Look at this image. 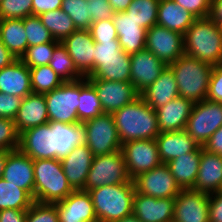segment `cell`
I'll return each mask as SVG.
<instances>
[{
	"label": "cell",
	"mask_w": 222,
	"mask_h": 222,
	"mask_svg": "<svg viewBox=\"0 0 222 222\" xmlns=\"http://www.w3.org/2000/svg\"><path fill=\"white\" fill-rule=\"evenodd\" d=\"M92 22L112 19L115 11L108 0H90Z\"/></svg>",
	"instance_id": "51"
},
{
	"label": "cell",
	"mask_w": 222,
	"mask_h": 222,
	"mask_svg": "<svg viewBox=\"0 0 222 222\" xmlns=\"http://www.w3.org/2000/svg\"><path fill=\"white\" fill-rule=\"evenodd\" d=\"M209 18L222 26V0H211Z\"/></svg>",
	"instance_id": "56"
},
{
	"label": "cell",
	"mask_w": 222,
	"mask_h": 222,
	"mask_svg": "<svg viewBox=\"0 0 222 222\" xmlns=\"http://www.w3.org/2000/svg\"><path fill=\"white\" fill-rule=\"evenodd\" d=\"M27 210H0V222H26Z\"/></svg>",
	"instance_id": "55"
},
{
	"label": "cell",
	"mask_w": 222,
	"mask_h": 222,
	"mask_svg": "<svg viewBox=\"0 0 222 222\" xmlns=\"http://www.w3.org/2000/svg\"><path fill=\"white\" fill-rule=\"evenodd\" d=\"M197 18L174 0H160L157 25L184 35Z\"/></svg>",
	"instance_id": "30"
},
{
	"label": "cell",
	"mask_w": 222,
	"mask_h": 222,
	"mask_svg": "<svg viewBox=\"0 0 222 222\" xmlns=\"http://www.w3.org/2000/svg\"><path fill=\"white\" fill-rule=\"evenodd\" d=\"M38 17L44 27L50 31L52 37L60 42L76 30L70 16L61 8L40 14Z\"/></svg>",
	"instance_id": "36"
},
{
	"label": "cell",
	"mask_w": 222,
	"mask_h": 222,
	"mask_svg": "<svg viewBox=\"0 0 222 222\" xmlns=\"http://www.w3.org/2000/svg\"><path fill=\"white\" fill-rule=\"evenodd\" d=\"M94 155L86 144L76 146L61 160L64 174L73 190H83Z\"/></svg>",
	"instance_id": "20"
},
{
	"label": "cell",
	"mask_w": 222,
	"mask_h": 222,
	"mask_svg": "<svg viewBox=\"0 0 222 222\" xmlns=\"http://www.w3.org/2000/svg\"><path fill=\"white\" fill-rule=\"evenodd\" d=\"M196 18L209 17L211 0H174Z\"/></svg>",
	"instance_id": "50"
},
{
	"label": "cell",
	"mask_w": 222,
	"mask_h": 222,
	"mask_svg": "<svg viewBox=\"0 0 222 222\" xmlns=\"http://www.w3.org/2000/svg\"><path fill=\"white\" fill-rule=\"evenodd\" d=\"M23 98L0 92V118L14 120Z\"/></svg>",
	"instance_id": "47"
},
{
	"label": "cell",
	"mask_w": 222,
	"mask_h": 222,
	"mask_svg": "<svg viewBox=\"0 0 222 222\" xmlns=\"http://www.w3.org/2000/svg\"><path fill=\"white\" fill-rule=\"evenodd\" d=\"M0 92L21 98L32 93L30 68L20 59L0 70Z\"/></svg>",
	"instance_id": "29"
},
{
	"label": "cell",
	"mask_w": 222,
	"mask_h": 222,
	"mask_svg": "<svg viewBox=\"0 0 222 222\" xmlns=\"http://www.w3.org/2000/svg\"><path fill=\"white\" fill-rule=\"evenodd\" d=\"M145 48L165 65L185 54L183 35L157 24L147 30Z\"/></svg>",
	"instance_id": "12"
},
{
	"label": "cell",
	"mask_w": 222,
	"mask_h": 222,
	"mask_svg": "<svg viewBox=\"0 0 222 222\" xmlns=\"http://www.w3.org/2000/svg\"><path fill=\"white\" fill-rule=\"evenodd\" d=\"M175 198H154L135 191L133 214L142 222H173Z\"/></svg>",
	"instance_id": "18"
},
{
	"label": "cell",
	"mask_w": 222,
	"mask_h": 222,
	"mask_svg": "<svg viewBox=\"0 0 222 222\" xmlns=\"http://www.w3.org/2000/svg\"><path fill=\"white\" fill-rule=\"evenodd\" d=\"M61 9L70 16L76 29L88 30L92 25L90 0H62Z\"/></svg>",
	"instance_id": "40"
},
{
	"label": "cell",
	"mask_w": 222,
	"mask_h": 222,
	"mask_svg": "<svg viewBox=\"0 0 222 222\" xmlns=\"http://www.w3.org/2000/svg\"><path fill=\"white\" fill-rule=\"evenodd\" d=\"M98 222H116L133 214L135 185L129 183L104 185L88 191Z\"/></svg>",
	"instance_id": "3"
},
{
	"label": "cell",
	"mask_w": 222,
	"mask_h": 222,
	"mask_svg": "<svg viewBox=\"0 0 222 222\" xmlns=\"http://www.w3.org/2000/svg\"><path fill=\"white\" fill-rule=\"evenodd\" d=\"M77 115L79 123L103 114V109L94 86L87 78L80 79V96Z\"/></svg>",
	"instance_id": "35"
},
{
	"label": "cell",
	"mask_w": 222,
	"mask_h": 222,
	"mask_svg": "<svg viewBox=\"0 0 222 222\" xmlns=\"http://www.w3.org/2000/svg\"><path fill=\"white\" fill-rule=\"evenodd\" d=\"M61 44L66 48L77 69L87 77L94 70L95 42L86 29H76Z\"/></svg>",
	"instance_id": "15"
},
{
	"label": "cell",
	"mask_w": 222,
	"mask_h": 222,
	"mask_svg": "<svg viewBox=\"0 0 222 222\" xmlns=\"http://www.w3.org/2000/svg\"><path fill=\"white\" fill-rule=\"evenodd\" d=\"M155 140L160 160L165 164L184 154L194 152L199 147L185 130L161 132Z\"/></svg>",
	"instance_id": "28"
},
{
	"label": "cell",
	"mask_w": 222,
	"mask_h": 222,
	"mask_svg": "<svg viewBox=\"0 0 222 222\" xmlns=\"http://www.w3.org/2000/svg\"><path fill=\"white\" fill-rule=\"evenodd\" d=\"M112 21L116 27L120 47L125 53L132 55L145 49L147 30L137 21L127 16L125 11L115 12Z\"/></svg>",
	"instance_id": "22"
},
{
	"label": "cell",
	"mask_w": 222,
	"mask_h": 222,
	"mask_svg": "<svg viewBox=\"0 0 222 222\" xmlns=\"http://www.w3.org/2000/svg\"><path fill=\"white\" fill-rule=\"evenodd\" d=\"M61 6L62 0H33V16H39L40 14L46 13L48 11L60 9Z\"/></svg>",
	"instance_id": "53"
},
{
	"label": "cell",
	"mask_w": 222,
	"mask_h": 222,
	"mask_svg": "<svg viewBox=\"0 0 222 222\" xmlns=\"http://www.w3.org/2000/svg\"><path fill=\"white\" fill-rule=\"evenodd\" d=\"M116 222H142L140 219H138L134 214H131L129 216H126Z\"/></svg>",
	"instance_id": "60"
},
{
	"label": "cell",
	"mask_w": 222,
	"mask_h": 222,
	"mask_svg": "<svg viewBox=\"0 0 222 222\" xmlns=\"http://www.w3.org/2000/svg\"><path fill=\"white\" fill-rule=\"evenodd\" d=\"M222 189V157L201 146V159L194 191L212 194Z\"/></svg>",
	"instance_id": "24"
},
{
	"label": "cell",
	"mask_w": 222,
	"mask_h": 222,
	"mask_svg": "<svg viewBox=\"0 0 222 222\" xmlns=\"http://www.w3.org/2000/svg\"><path fill=\"white\" fill-rule=\"evenodd\" d=\"M209 194L182 189L175 198L173 222H209Z\"/></svg>",
	"instance_id": "14"
},
{
	"label": "cell",
	"mask_w": 222,
	"mask_h": 222,
	"mask_svg": "<svg viewBox=\"0 0 222 222\" xmlns=\"http://www.w3.org/2000/svg\"><path fill=\"white\" fill-rule=\"evenodd\" d=\"M130 68V55L123 52L121 57L98 58V66L86 78L130 82Z\"/></svg>",
	"instance_id": "32"
},
{
	"label": "cell",
	"mask_w": 222,
	"mask_h": 222,
	"mask_svg": "<svg viewBox=\"0 0 222 222\" xmlns=\"http://www.w3.org/2000/svg\"><path fill=\"white\" fill-rule=\"evenodd\" d=\"M82 125L85 128V144L94 156L121 150L122 144L112 114L103 113Z\"/></svg>",
	"instance_id": "8"
},
{
	"label": "cell",
	"mask_w": 222,
	"mask_h": 222,
	"mask_svg": "<svg viewBox=\"0 0 222 222\" xmlns=\"http://www.w3.org/2000/svg\"><path fill=\"white\" fill-rule=\"evenodd\" d=\"M203 149L222 157V126L208 139Z\"/></svg>",
	"instance_id": "54"
},
{
	"label": "cell",
	"mask_w": 222,
	"mask_h": 222,
	"mask_svg": "<svg viewBox=\"0 0 222 222\" xmlns=\"http://www.w3.org/2000/svg\"><path fill=\"white\" fill-rule=\"evenodd\" d=\"M34 202L26 190L0 178V210H27Z\"/></svg>",
	"instance_id": "34"
},
{
	"label": "cell",
	"mask_w": 222,
	"mask_h": 222,
	"mask_svg": "<svg viewBox=\"0 0 222 222\" xmlns=\"http://www.w3.org/2000/svg\"><path fill=\"white\" fill-rule=\"evenodd\" d=\"M49 122L44 94L30 93L21 101L14 123L21 134L23 131Z\"/></svg>",
	"instance_id": "25"
},
{
	"label": "cell",
	"mask_w": 222,
	"mask_h": 222,
	"mask_svg": "<svg viewBox=\"0 0 222 222\" xmlns=\"http://www.w3.org/2000/svg\"><path fill=\"white\" fill-rule=\"evenodd\" d=\"M34 167V201L56 203L74 190L67 181L61 160L36 159Z\"/></svg>",
	"instance_id": "5"
},
{
	"label": "cell",
	"mask_w": 222,
	"mask_h": 222,
	"mask_svg": "<svg viewBox=\"0 0 222 222\" xmlns=\"http://www.w3.org/2000/svg\"><path fill=\"white\" fill-rule=\"evenodd\" d=\"M121 144L156 139L160 134L156 111L140 96L113 114Z\"/></svg>",
	"instance_id": "1"
},
{
	"label": "cell",
	"mask_w": 222,
	"mask_h": 222,
	"mask_svg": "<svg viewBox=\"0 0 222 222\" xmlns=\"http://www.w3.org/2000/svg\"><path fill=\"white\" fill-rule=\"evenodd\" d=\"M183 40L186 55L213 66L222 64V26L209 17L197 18Z\"/></svg>",
	"instance_id": "2"
},
{
	"label": "cell",
	"mask_w": 222,
	"mask_h": 222,
	"mask_svg": "<svg viewBox=\"0 0 222 222\" xmlns=\"http://www.w3.org/2000/svg\"><path fill=\"white\" fill-rule=\"evenodd\" d=\"M201 159V146L194 152L177 157L166 165L181 189H192L195 185Z\"/></svg>",
	"instance_id": "31"
},
{
	"label": "cell",
	"mask_w": 222,
	"mask_h": 222,
	"mask_svg": "<svg viewBox=\"0 0 222 222\" xmlns=\"http://www.w3.org/2000/svg\"><path fill=\"white\" fill-rule=\"evenodd\" d=\"M159 2L160 0H132L125 12L148 30L157 24Z\"/></svg>",
	"instance_id": "38"
},
{
	"label": "cell",
	"mask_w": 222,
	"mask_h": 222,
	"mask_svg": "<svg viewBox=\"0 0 222 222\" xmlns=\"http://www.w3.org/2000/svg\"><path fill=\"white\" fill-rule=\"evenodd\" d=\"M59 222H98L88 191L74 190L65 199L53 203Z\"/></svg>",
	"instance_id": "16"
},
{
	"label": "cell",
	"mask_w": 222,
	"mask_h": 222,
	"mask_svg": "<svg viewBox=\"0 0 222 222\" xmlns=\"http://www.w3.org/2000/svg\"><path fill=\"white\" fill-rule=\"evenodd\" d=\"M63 81H76L85 78L77 69L74 61L69 56L66 48L61 42L55 47L53 56L48 64Z\"/></svg>",
	"instance_id": "37"
},
{
	"label": "cell",
	"mask_w": 222,
	"mask_h": 222,
	"mask_svg": "<svg viewBox=\"0 0 222 222\" xmlns=\"http://www.w3.org/2000/svg\"><path fill=\"white\" fill-rule=\"evenodd\" d=\"M2 178L26 190L34 199L33 160L19 149L8 154Z\"/></svg>",
	"instance_id": "21"
},
{
	"label": "cell",
	"mask_w": 222,
	"mask_h": 222,
	"mask_svg": "<svg viewBox=\"0 0 222 222\" xmlns=\"http://www.w3.org/2000/svg\"><path fill=\"white\" fill-rule=\"evenodd\" d=\"M53 131V159H64L76 146L85 144L82 123L50 122Z\"/></svg>",
	"instance_id": "26"
},
{
	"label": "cell",
	"mask_w": 222,
	"mask_h": 222,
	"mask_svg": "<svg viewBox=\"0 0 222 222\" xmlns=\"http://www.w3.org/2000/svg\"><path fill=\"white\" fill-rule=\"evenodd\" d=\"M169 66L173 70L179 96L193 103L207 99L212 64L183 54Z\"/></svg>",
	"instance_id": "4"
},
{
	"label": "cell",
	"mask_w": 222,
	"mask_h": 222,
	"mask_svg": "<svg viewBox=\"0 0 222 222\" xmlns=\"http://www.w3.org/2000/svg\"><path fill=\"white\" fill-rule=\"evenodd\" d=\"M26 222H59L56 206L51 203L34 202L27 209Z\"/></svg>",
	"instance_id": "45"
},
{
	"label": "cell",
	"mask_w": 222,
	"mask_h": 222,
	"mask_svg": "<svg viewBox=\"0 0 222 222\" xmlns=\"http://www.w3.org/2000/svg\"><path fill=\"white\" fill-rule=\"evenodd\" d=\"M124 51L121 49L119 41L95 42L94 69L98 66V58L121 57Z\"/></svg>",
	"instance_id": "48"
},
{
	"label": "cell",
	"mask_w": 222,
	"mask_h": 222,
	"mask_svg": "<svg viewBox=\"0 0 222 222\" xmlns=\"http://www.w3.org/2000/svg\"><path fill=\"white\" fill-rule=\"evenodd\" d=\"M87 80L94 86L104 113L113 114L140 96L131 82Z\"/></svg>",
	"instance_id": "13"
},
{
	"label": "cell",
	"mask_w": 222,
	"mask_h": 222,
	"mask_svg": "<svg viewBox=\"0 0 222 222\" xmlns=\"http://www.w3.org/2000/svg\"><path fill=\"white\" fill-rule=\"evenodd\" d=\"M33 0H2L0 19H24L33 15Z\"/></svg>",
	"instance_id": "43"
},
{
	"label": "cell",
	"mask_w": 222,
	"mask_h": 222,
	"mask_svg": "<svg viewBox=\"0 0 222 222\" xmlns=\"http://www.w3.org/2000/svg\"><path fill=\"white\" fill-rule=\"evenodd\" d=\"M131 71L130 82L140 94L154 83L166 65L146 48L130 55Z\"/></svg>",
	"instance_id": "17"
},
{
	"label": "cell",
	"mask_w": 222,
	"mask_h": 222,
	"mask_svg": "<svg viewBox=\"0 0 222 222\" xmlns=\"http://www.w3.org/2000/svg\"><path fill=\"white\" fill-rule=\"evenodd\" d=\"M32 92L45 94L64 83L49 65L30 68Z\"/></svg>",
	"instance_id": "39"
},
{
	"label": "cell",
	"mask_w": 222,
	"mask_h": 222,
	"mask_svg": "<svg viewBox=\"0 0 222 222\" xmlns=\"http://www.w3.org/2000/svg\"><path fill=\"white\" fill-rule=\"evenodd\" d=\"M131 180L123 154L119 150L94 156L83 190L89 191L104 185L129 183Z\"/></svg>",
	"instance_id": "6"
},
{
	"label": "cell",
	"mask_w": 222,
	"mask_h": 222,
	"mask_svg": "<svg viewBox=\"0 0 222 222\" xmlns=\"http://www.w3.org/2000/svg\"><path fill=\"white\" fill-rule=\"evenodd\" d=\"M0 40L15 58L20 59L28 48L23 19H0Z\"/></svg>",
	"instance_id": "33"
},
{
	"label": "cell",
	"mask_w": 222,
	"mask_h": 222,
	"mask_svg": "<svg viewBox=\"0 0 222 222\" xmlns=\"http://www.w3.org/2000/svg\"><path fill=\"white\" fill-rule=\"evenodd\" d=\"M135 191L154 198H176L182 190L165 163L133 179Z\"/></svg>",
	"instance_id": "11"
},
{
	"label": "cell",
	"mask_w": 222,
	"mask_h": 222,
	"mask_svg": "<svg viewBox=\"0 0 222 222\" xmlns=\"http://www.w3.org/2000/svg\"><path fill=\"white\" fill-rule=\"evenodd\" d=\"M32 160L53 159V131L48 122L23 131L18 148Z\"/></svg>",
	"instance_id": "19"
},
{
	"label": "cell",
	"mask_w": 222,
	"mask_h": 222,
	"mask_svg": "<svg viewBox=\"0 0 222 222\" xmlns=\"http://www.w3.org/2000/svg\"><path fill=\"white\" fill-rule=\"evenodd\" d=\"M115 12L125 11L132 0H108Z\"/></svg>",
	"instance_id": "58"
},
{
	"label": "cell",
	"mask_w": 222,
	"mask_h": 222,
	"mask_svg": "<svg viewBox=\"0 0 222 222\" xmlns=\"http://www.w3.org/2000/svg\"><path fill=\"white\" fill-rule=\"evenodd\" d=\"M23 26L26 31L28 47L52 42L54 40L50 31L44 27L38 16L32 15L24 18Z\"/></svg>",
	"instance_id": "42"
},
{
	"label": "cell",
	"mask_w": 222,
	"mask_h": 222,
	"mask_svg": "<svg viewBox=\"0 0 222 222\" xmlns=\"http://www.w3.org/2000/svg\"><path fill=\"white\" fill-rule=\"evenodd\" d=\"M207 99L222 103V64L213 66L208 86Z\"/></svg>",
	"instance_id": "49"
},
{
	"label": "cell",
	"mask_w": 222,
	"mask_h": 222,
	"mask_svg": "<svg viewBox=\"0 0 222 222\" xmlns=\"http://www.w3.org/2000/svg\"><path fill=\"white\" fill-rule=\"evenodd\" d=\"M17 58L7 49L0 40V70L11 65Z\"/></svg>",
	"instance_id": "57"
},
{
	"label": "cell",
	"mask_w": 222,
	"mask_h": 222,
	"mask_svg": "<svg viewBox=\"0 0 222 222\" xmlns=\"http://www.w3.org/2000/svg\"><path fill=\"white\" fill-rule=\"evenodd\" d=\"M11 150H0V178H2V174L4 171L5 163L8 157V154Z\"/></svg>",
	"instance_id": "59"
},
{
	"label": "cell",
	"mask_w": 222,
	"mask_h": 222,
	"mask_svg": "<svg viewBox=\"0 0 222 222\" xmlns=\"http://www.w3.org/2000/svg\"><path fill=\"white\" fill-rule=\"evenodd\" d=\"M221 126L222 103L205 99L194 103L185 131L199 146H204Z\"/></svg>",
	"instance_id": "9"
},
{
	"label": "cell",
	"mask_w": 222,
	"mask_h": 222,
	"mask_svg": "<svg viewBox=\"0 0 222 222\" xmlns=\"http://www.w3.org/2000/svg\"><path fill=\"white\" fill-rule=\"evenodd\" d=\"M121 152L130 178L162 164L155 139L132 140L122 144Z\"/></svg>",
	"instance_id": "10"
},
{
	"label": "cell",
	"mask_w": 222,
	"mask_h": 222,
	"mask_svg": "<svg viewBox=\"0 0 222 222\" xmlns=\"http://www.w3.org/2000/svg\"><path fill=\"white\" fill-rule=\"evenodd\" d=\"M20 145V133L14 120L0 118V150H17Z\"/></svg>",
	"instance_id": "44"
},
{
	"label": "cell",
	"mask_w": 222,
	"mask_h": 222,
	"mask_svg": "<svg viewBox=\"0 0 222 222\" xmlns=\"http://www.w3.org/2000/svg\"><path fill=\"white\" fill-rule=\"evenodd\" d=\"M209 222H222V192L209 194Z\"/></svg>",
	"instance_id": "52"
},
{
	"label": "cell",
	"mask_w": 222,
	"mask_h": 222,
	"mask_svg": "<svg viewBox=\"0 0 222 222\" xmlns=\"http://www.w3.org/2000/svg\"><path fill=\"white\" fill-rule=\"evenodd\" d=\"M94 42L102 43V41H119L116 27L112 19L92 22L88 29Z\"/></svg>",
	"instance_id": "46"
},
{
	"label": "cell",
	"mask_w": 222,
	"mask_h": 222,
	"mask_svg": "<svg viewBox=\"0 0 222 222\" xmlns=\"http://www.w3.org/2000/svg\"><path fill=\"white\" fill-rule=\"evenodd\" d=\"M178 96L177 82L169 65H166L154 83L140 93V97L154 110Z\"/></svg>",
	"instance_id": "27"
},
{
	"label": "cell",
	"mask_w": 222,
	"mask_h": 222,
	"mask_svg": "<svg viewBox=\"0 0 222 222\" xmlns=\"http://www.w3.org/2000/svg\"><path fill=\"white\" fill-rule=\"evenodd\" d=\"M59 43L60 41L54 39L52 42L29 46L20 60L29 68L48 65Z\"/></svg>",
	"instance_id": "41"
},
{
	"label": "cell",
	"mask_w": 222,
	"mask_h": 222,
	"mask_svg": "<svg viewBox=\"0 0 222 222\" xmlns=\"http://www.w3.org/2000/svg\"><path fill=\"white\" fill-rule=\"evenodd\" d=\"M79 96L80 79L65 81L51 92L45 93L49 122L79 123L77 115Z\"/></svg>",
	"instance_id": "7"
},
{
	"label": "cell",
	"mask_w": 222,
	"mask_h": 222,
	"mask_svg": "<svg viewBox=\"0 0 222 222\" xmlns=\"http://www.w3.org/2000/svg\"><path fill=\"white\" fill-rule=\"evenodd\" d=\"M194 103L178 96L155 109L160 133L185 130Z\"/></svg>",
	"instance_id": "23"
}]
</instances>
